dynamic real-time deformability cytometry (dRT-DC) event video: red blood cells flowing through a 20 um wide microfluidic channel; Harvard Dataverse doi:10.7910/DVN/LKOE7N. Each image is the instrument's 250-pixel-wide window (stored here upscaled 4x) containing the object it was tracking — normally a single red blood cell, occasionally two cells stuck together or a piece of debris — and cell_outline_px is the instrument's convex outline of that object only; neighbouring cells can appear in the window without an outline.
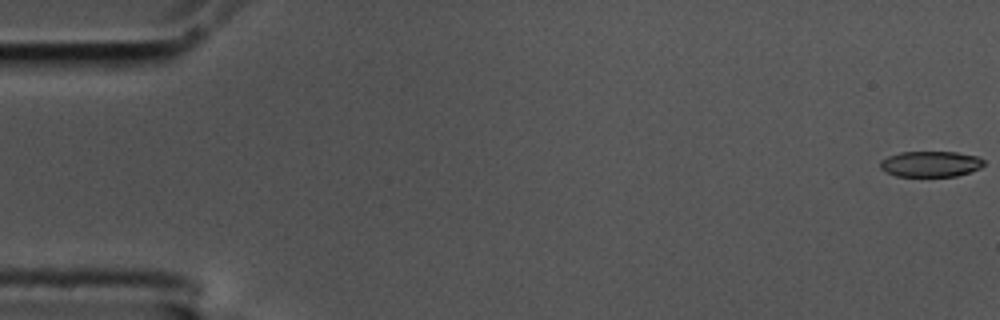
{"species": "common noctule bat (a hibernating species)", "species_latin": "Nyctalus noctula", "temperature_condition": "cold", "stored_images_in_passage": 57, "camera_frame_rate_fps": 3000, "um_per_image_px": 0.085, "animal": {"sex": "male", "body_mass_g": 17.5, "forearm_length_mm": 52.3}, "frame": {"image": 1, "passage_image": 1, "time_ms": 0.0, "image_size_px": [1000, 320], "cell_outline_px": [[984, 164], [980, 168], [972, 172], [956, 176], [896, 176], [880, 168], [880, 160], [888, 156], [900, 152], [956, 152], [976, 156], [984, 160]], "centroid_in_image_um": [79.11, 13.94], "position_along_channel_um": 5.9, "area_um2": 15.55}}
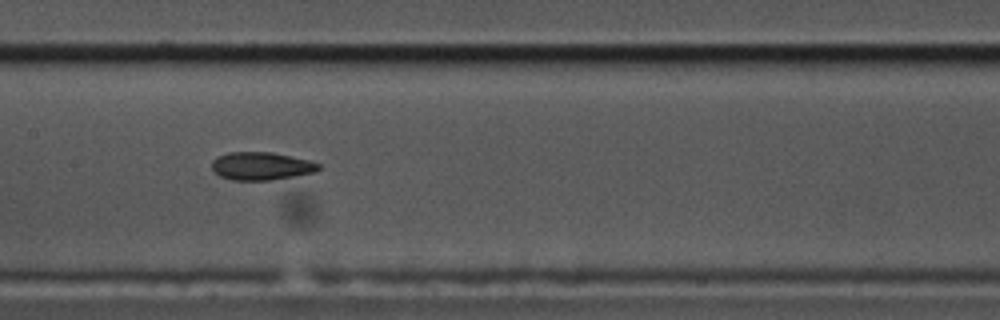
{"frame": {"image": 2, "passage_image": 28, "time_ms": 9.0, "image_size_px": [1000, 320], "cell_outline_px": [[320, 168], [316, 172], [268, 180], [232, 180], [220, 176], [212, 172], [212, 160], [216, 156], [228, 152], [272, 152], [312, 160], [320, 164]], "centroid_in_image_um": [22.19, 14.1], "position_along_channel_um": 185.2, "area_um2": 17.57}}
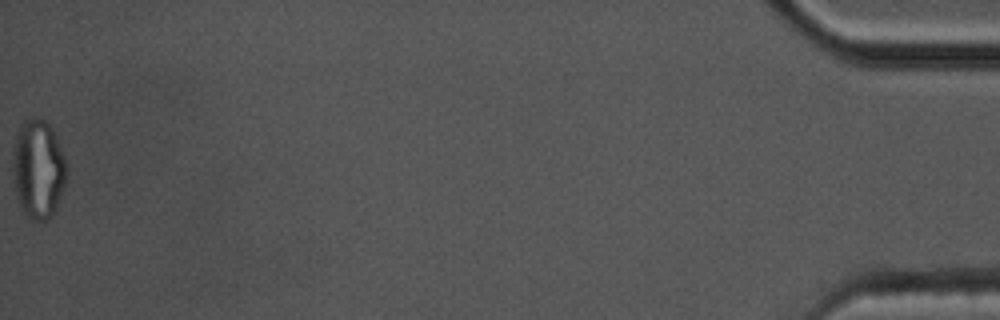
{"frame": {"image": 3, "passage_image": 57, "time_ms": 18.667, "image_size_px": [1000, 320], "cell_outline_px": [[68, 180], [56, 208], [52, 216], [48, 220], [32, 220], [20, 208], [16, 192], [12, 172], [12, 152], [16, 136], [20, 124], [24, 120], [32, 116], [40, 116], [52, 128], [60, 144], [68, 164]], "centroid_in_image_um": [3.27, 14.34], "position_along_channel_um": 431.9, "area_um2": 31.96}, "authors_computed_cell_mechanics": {"area_um2": 17.5712, "velocity_mm_per_s": 3.6013, "shape_relaxation_time_tau1_ms": null, "shape_relaxation_time_tau2_ms": 4.5955, "deformation_change_tau1": null, "deformation_change_tau2": 0.1337}}